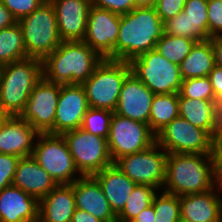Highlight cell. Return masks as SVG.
Wrapping results in <instances>:
<instances>
[{
  "instance_id": "9a60e30c",
  "label": "cell",
  "mask_w": 222,
  "mask_h": 222,
  "mask_svg": "<svg viewBox=\"0 0 222 222\" xmlns=\"http://www.w3.org/2000/svg\"><path fill=\"white\" fill-rule=\"evenodd\" d=\"M89 108L87 96L81 84L61 85L54 134L62 135L64 132L80 128Z\"/></svg>"
},
{
  "instance_id": "f6af8a7d",
  "label": "cell",
  "mask_w": 222,
  "mask_h": 222,
  "mask_svg": "<svg viewBox=\"0 0 222 222\" xmlns=\"http://www.w3.org/2000/svg\"><path fill=\"white\" fill-rule=\"evenodd\" d=\"M71 222H103V221L97 219L87 211H83L76 208L75 212L73 213Z\"/></svg>"
},
{
  "instance_id": "4dcf8cb0",
  "label": "cell",
  "mask_w": 222,
  "mask_h": 222,
  "mask_svg": "<svg viewBox=\"0 0 222 222\" xmlns=\"http://www.w3.org/2000/svg\"><path fill=\"white\" fill-rule=\"evenodd\" d=\"M196 40L164 34L156 43V50L168 61L180 65L190 53Z\"/></svg>"
},
{
  "instance_id": "7dc6e473",
  "label": "cell",
  "mask_w": 222,
  "mask_h": 222,
  "mask_svg": "<svg viewBox=\"0 0 222 222\" xmlns=\"http://www.w3.org/2000/svg\"><path fill=\"white\" fill-rule=\"evenodd\" d=\"M157 0H134L136 7H154Z\"/></svg>"
},
{
  "instance_id": "277c9868",
  "label": "cell",
  "mask_w": 222,
  "mask_h": 222,
  "mask_svg": "<svg viewBox=\"0 0 222 222\" xmlns=\"http://www.w3.org/2000/svg\"><path fill=\"white\" fill-rule=\"evenodd\" d=\"M43 78L42 60L27 57L0 67V108L7 116H19Z\"/></svg>"
},
{
  "instance_id": "8fae6325",
  "label": "cell",
  "mask_w": 222,
  "mask_h": 222,
  "mask_svg": "<svg viewBox=\"0 0 222 222\" xmlns=\"http://www.w3.org/2000/svg\"><path fill=\"white\" fill-rule=\"evenodd\" d=\"M108 149L113 163L120 157L143 151L156 142L148 124L113 113Z\"/></svg>"
},
{
  "instance_id": "52a82bcc",
  "label": "cell",
  "mask_w": 222,
  "mask_h": 222,
  "mask_svg": "<svg viewBox=\"0 0 222 222\" xmlns=\"http://www.w3.org/2000/svg\"><path fill=\"white\" fill-rule=\"evenodd\" d=\"M32 157L59 184H72L82 175L76 169L68 144L61 134L39 133Z\"/></svg>"
},
{
  "instance_id": "cb8c5ba5",
  "label": "cell",
  "mask_w": 222,
  "mask_h": 222,
  "mask_svg": "<svg viewBox=\"0 0 222 222\" xmlns=\"http://www.w3.org/2000/svg\"><path fill=\"white\" fill-rule=\"evenodd\" d=\"M92 176L99 182L112 211L117 216L123 210L126 200L137 184L114 163Z\"/></svg>"
},
{
  "instance_id": "8992f818",
  "label": "cell",
  "mask_w": 222,
  "mask_h": 222,
  "mask_svg": "<svg viewBox=\"0 0 222 222\" xmlns=\"http://www.w3.org/2000/svg\"><path fill=\"white\" fill-rule=\"evenodd\" d=\"M131 73L129 62L103 59L83 86L90 108L115 111L125 78Z\"/></svg>"
},
{
  "instance_id": "681fc988",
  "label": "cell",
  "mask_w": 222,
  "mask_h": 222,
  "mask_svg": "<svg viewBox=\"0 0 222 222\" xmlns=\"http://www.w3.org/2000/svg\"><path fill=\"white\" fill-rule=\"evenodd\" d=\"M8 116L0 108V123H2Z\"/></svg>"
},
{
  "instance_id": "5bb4252c",
  "label": "cell",
  "mask_w": 222,
  "mask_h": 222,
  "mask_svg": "<svg viewBox=\"0 0 222 222\" xmlns=\"http://www.w3.org/2000/svg\"><path fill=\"white\" fill-rule=\"evenodd\" d=\"M121 15L107 9L91 6L84 42L102 59L115 60V46Z\"/></svg>"
},
{
  "instance_id": "1f68e13d",
  "label": "cell",
  "mask_w": 222,
  "mask_h": 222,
  "mask_svg": "<svg viewBox=\"0 0 222 222\" xmlns=\"http://www.w3.org/2000/svg\"><path fill=\"white\" fill-rule=\"evenodd\" d=\"M154 222H176L180 217V196L158 191L152 202Z\"/></svg>"
},
{
  "instance_id": "5b68a950",
  "label": "cell",
  "mask_w": 222,
  "mask_h": 222,
  "mask_svg": "<svg viewBox=\"0 0 222 222\" xmlns=\"http://www.w3.org/2000/svg\"><path fill=\"white\" fill-rule=\"evenodd\" d=\"M28 57L43 60L62 42L56 20V11L50 0L43 2L31 14L18 20Z\"/></svg>"
},
{
  "instance_id": "ab89813d",
  "label": "cell",
  "mask_w": 222,
  "mask_h": 222,
  "mask_svg": "<svg viewBox=\"0 0 222 222\" xmlns=\"http://www.w3.org/2000/svg\"><path fill=\"white\" fill-rule=\"evenodd\" d=\"M187 0H157L154 8L162 22L175 17L183 11Z\"/></svg>"
},
{
  "instance_id": "7c38bea8",
  "label": "cell",
  "mask_w": 222,
  "mask_h": 222,
  "mask_svg": "<svg viewBox=\"0 0 222 222\" xmlns=\"http://www.w3.org/2000/svg\"><path fill=\"white\" fill-rule=\"evenodd\" d=\"M211 136L178 116L156 134V142L167 153H211Z\"/></svg>"
},
{
  "instance_id": "83f0119b",
  "label": "cell",
  "mask_w": 222,
  "mask_h": 222,
  "mask_svg": "<svg viewBox=\"0 0 222 222\" xmlns=\"http://www.w3.org/2000/svg\"><path fill=\"white\" fill-rule=\"evenodd\" d=\"M23 32L18 22L0 30V67L27 58Z\"/></svg>"
},
{
  "instance_id": "d4e9b609",
  "label": "cell",
  "mask_w": 222,
  "mask_h": 222,
  "mask_svg": "<svg viewBox=\"0 0 222 222\" xmlns=\"http://www.w3.org/2000/svg\"><path fill=\"white\" fill-rule=\"evenodd\" d=\"M179 116L205 130L211 137L220 127L216 101L192 99L179 94Z\"/></svg>"
},
{
  "instance_id": "8d00e7d4",
  "label": "cell",
  "mask_w": 222,
  "mask_h": 222,
  "mask_svg": "<svg viewBox=\"0 0 222 222\" xmlns=\"http://www.w3.org/2000/svg\"><path fill=\"white\" fill-rule=\"evenodd\" d=\"M18 21L31 14L46 0H0Z\"/></svg>"
},
{
  "instance_id": "4316f807",
  "label": "cell",
  "mask_w": 222,
  "mask_h": 222,
  "mask_svg": "<svg viewBox=\"0 0 222 222\" xmlns=\"http://www.w3.org/2000/svg\"><path fill=\"white\" fill-rule=\"evenodd\" d=\"M178 116L179 93L155 94L148 124L155 135Z\"/></svg>"
},
{
  "instance_id": "e575fe53",
  "label": "cell",
  "mask_w": 222,
  "mask_h": 222,
  "mask_svg": "<svg viewBox=\"0 0 222 222\" xmlns=\"http://www.w3.org/2000/svg\"><path fill=\"white\" fill-rule=\"evenodd\" d=\"M20 157L0 153V191L12 185Z\"/></svg>"
},
{
  "instance_id": "9c48e42d",
  "label": "cell",
  "mask_w": 222,
  "mask_h": 222,
  "mask_svg": "<svg viewBox=\"0 0 222 222\" xmlns=\"http://www.w3.org/2000/svg\"><path fill=\"white\" fill-rule=\"evenodd\" d=\"M62 135L68 144L75 167L82 176L94 175L113 164L106 138L82 128L64 132Z\"/></svg>"
},
{
  "instance_id": "e0dca14e",
  "label": "cell",
  "mask_w": 222,
  "mask_h": 222,
  "mask_svg": "<svg viewBox=\"0 0 222 222\" xmlns=\"http://www.w3.org/2000/svg\"><path fill=\"white\" fill-rule=\"evenodd\" d=\"M62 41H83L92 0H50Z\"/></svg>"
},
{
  "instance_id": "4fadbf2b",
  "label": "cell",
  "mask_w": 222,
  "mask_h": 222,
  "mask_svg": "<svg viewBox=\"0 0 222 222\" xmlns=\"http://www.w3.org/2000/svg\"><path fill=\"white\" fill-rule=\"evenodd\" d=\"M61 85L42 78L33 88L19 117L38 133L54 134L56 108Z\"/></svg>"
},
{
  "instance_id": "60d3db41",
  "label": "cell",
  "mask_w": 222,
  "mask_h": 222,
  "mask_svg": "<svg viewBox=\"0 0 222 222\" xmlns=\"http://www.w3.org/2000/svg\"><path fill=\"white\" fill-rule=\"evenodd\" d=\"M92 5L119 15L127 14L136 7L134 0H92Z\"/></svg>"
},
{
  "instance_id": "f907efd6",
  "label": "cell",
  "mask_w": 222,
  "mask_h": 222,
  "mask_svg": "<svg viewBox=\"0 0 222 222\" xmlns=\"http://www.w3.org/2000/svg\"><path fill=\"white\" fill-rule=\"evenodd\" d=\"M176 222H187L186 220H184V219H182V218H180L178 221H176Z\"/></svg>"
},
{
  "instance_id": "d6986e66",
  "label": "cell",
  "mask_w": 222,
  "mask_h": 222,
  "mask_svg": "<svg viewBox=\"0 0 222 222\" xmlns=\"http://www.w3.org/2000/svg\"><path fill=\"white\" fill-rule=\"evenodd\" d=\"M38 132L19 116H8L0 127V153L31 156Z\"/></svg>"
},
{
  "instance_id": "ba28073f",
  "label": "cell",
  "mask_w": 222,
  "mask_h": 222,
  "mask_svg": "<svg viewBox=\"0 0 222 222\" xmlns=\"http://www.w3.org/2000/svg\"><path fill=\"white\" fill-rule=\"evenodd\" d=\"M129 64L131 73L154 94L179 93L182 84L179 65L168 61L156 49L133 58Z\"/></svg>"
},
{
  "instance_id": "b9f144b4",
  "label": "cell",
  "mask_w": 222,
  "mask_h": 222,
  "mask_svg": "<svg viewBox=\"0 0 222 222\" xmlns=\"http://www.w3.org/2000/svg\"><path fill=\"white\" fill-rule=\"evenodd\" d=\"M208 77L212 84L215 101L219 103L222 101V67L215 65Z\"/></svg>"
},
{
  "instance_id": "7402d4cb",
  "label": "cell",
  "mask_w": 222,
  "mask_h": 222,
  "mask_svg": "<svg viewBox=\"0 0 222 222\" xmlns=\"http://www.w3.org/2000/svg\"><path fill=\"white\" fill-rule=\"evenodd\" d=\"M12 185L40 201L58 184L31 155L19 159Z\"/></svg>"
},
{
  "instance_id": "7bdbcfd3",
  "label": "cell",
  "mask_w": 222,
  "mask_h": 222,
  "mask_svg": "<svg viewBox=\"0 0 222 222\" xmlns=\"http://www.w3.org/2000/svg\"><path fill=\"white\" fill-rule=\"evenodd\" d=\"M18 21L9 9L0 1V30L16 24Z\"/></svg>"
},
{
  "instance_id": "74e56055",
  "label": "cell",
  "mask_w": 222,
  "mask_h": 222,
  "mask_svg": "<svg viewBox=\"0 0 222 222\" xmlns=\"http://www.w3.org/2000/svg\"><path fill=\"white\" fill-rule=\"evenodd\" d=\"M209 37L222 35V1L208 0Z\"/></svg>"
},
{
  "instance_id": "f1b7e54d",
  "label": "cell",
  "mask_w": 222,
  "mask_h": 222,
  "mask_svg": "<svg viewBox=\"0 0 222 222\" xmlns=\"http://www.w3.org/2000/svg\"><path fill=\"white\" fill-rule=\"evenodd\" d=\"M158 191L153 186L137 184L126 200L123 210L117 215V221L131 222L143 209L152 205Z\"/></svg>"
},
{
  "instance_id": "bcb514c9",
  "label": "cell",
  "mask_w": 222,
  "mask_h": 222,
  "mask_svg": "<svg viewBox=\"0 0 222 222\" xmlns=\"http://www.w3.org/2000/svg\"><path fill=\"white\" fill-rule=\"evenodd\" d=\"M155 211L153 205L143 209L131 222H154Z\"/></svg>"
},
{
  "instance_id": "6da1fadb",
  "label": "cell",
  "mask_w": 222,
  "mask_h": 222,
  "mask_svg": "<svg viewBox=\"0 0 222 222\" xmlns=\"http://www.w3.org/2000/svg\"><path fill=\"white\" fill-rule=\"evenodd\" d=\"M164 34V22L154 7H135L120 17L115 60L130 62L133 58L155 49L157 41Z\"/></svg>"
},
{
  "instance_id": "d6a6232c",
  "label": "cell",
  "mask_w": 222,
  "mask_h": 222,
  "mask_svg": "<svg viewBox=\"0 0 222 222\" xmlns=\"http://www.w3.org/2000/svg\"><path fill=\"white\" fill-rule=\"evenodd\" d=\"M113 113L106 109L89 108L83 117L80 128L91 134L108 139Z\"/></svg>"
},
{
  "instance_id": "30bf717a",
  "label": "cell",
  "mask_w": 222,
  "mask_h": 222,
  "mask_svg": "<svg viewBox=\"0 0 222 222\" xmlns=\"http://www.w3.org/2000/svg\"><path fill=\"white\" fill-rule=\"evenodd\" d=\"M167 152L155 142L149 148L117 159L114 164L134 183L162 190L166 176Z\"/></svg>"
},
{
  "instance_id": "836d02e7",
  "label": "cell",
  "mask_w": 222,
  "mask_h": 222,
  "mask_svg": "<svg viewBox=\"0 0 222 222\" xmlns=\"http://www.w3.org/2000/svg\"><path fill=\"white\" fill-rule=\"evenodd\" d=\"M179 94L182 97L192 99L215 101L212 84L208 76L182 80Z\"/></svg>"
},
{
  "instance_id": "c3c4849f",
  "label": "cell",
  "mask_w": 222,
  "mask_h": 222,
  "mask_svg": "<svg viewBox=\"0 0 222 222\" xmlns=\"http://www.w3.org/2000/svg\"><path fill=\"white\" fill-rule=\"evenodd\" d=\"M218 121L220 127H222V101L218 103Z\"/></svg>"
},
{
  "instance_id": "7a4b0ae2",
  "label": "cell",
  "mask_w": 222,
  "mask_h": 222,
  "mask_svg": "<svg viewBox=\"0 0 222 222\" xmlns=\"http://www.w3.org/2000/svg\"><path fill=\"white\" fill-rule=\"evenodd\" d=\"M217 180L210 153H168L162 190L182 196L204 193L215 188Z\"/></svg>"
},
{
  "instance_id": "f35d334b",
  "label": "cell",
  "mask_w": 222,
  "mask_h": 222,
  "mask_svg": "<svg viewBox=\"0 0 222 222\" xmlns=\"http://www.w3.org/2000/svg\"><path fill=\"white\" fill-rule=\"evenodd\" d=\"M211 158L215 176L222 183V127L211 138Z\"/></svg>"
},
{
  "instance_id": "d590c367",
  "label": "cell",
  "mask_w": 222,
  "mask_h": 222,
  "mask_svg": "<svg viewBox=\"0 0 222 222\" xmlns=\"http://www.w3.org/2000/svg\"><path fill=\"white\" fill-rule=\"evenodd\" d=\"M164 26L166 34L190 39V22L186 12L182 11L175 17L166 20Z\"/></svg>"
},
{
  "instance_id": "ac0fdd59",
  "label": "cell",
  "mask_w": 222,
  "mask_h": 222,
  "mask_svg": "<svg viewBox=\"0 0 222 222\" xmlns=\"http://www.w3.org/2000/svg\"><path fill=\"white\" fill-rule=\"evenodd\" d=\"M180 217L187 222H222V183L204 193L180 196Z\"/></svg>"
},
{
  "instance_id": "ffe728a7",
  "label": "cell",
  "mask_w": 222,
  "mask_h": 222,
  "mask_svg": "<svg viewBox=\"0 0 222 222\" xmlns=\"http://www.w3.org/2000/svg\"><path fill=\"white\" fill-rule=\"evenodd\" d=\"M76 208L87 211L103 222H115L112 211L99 182L92 176H81L73 183Z\"/></svg>"
},
{
  "instance_id": "ee69618b",
  "label": "cell",
  "mask_w": 222,
  "mask_h": 222,
  "mask_svg": "<svg viewBox=\"0 0 222 222\" xmlns=\"http://www.w3.org/2000/svg\"><path fill=\"white\" fill-rule=\"evenodd\" d=\"M209 40L213 46L215 65L222 67V35L212 36Z\"/></svg>"
},
{
  "instance_id": "603a6c76",
  "label": "cell",
  "mask_w": 222,
  "mask_h": 222,
  "mask_svg": "<svg viewBox=\"0 0 222 222\" xmlns=\"http://www.w3.org/2000/svg\"><path fill=\"white\" fill-rule=\"evenodd\" d=\"M75 209L73 183L59 184L39 201L38 222H71Z\"/></svg>"
},
{
  "instance_id": "44dd1931",
  "label": "cell",
  "mask_w": 222,
  "mask_h": 222,
  "mask_svg": "<svg viewBox=\"0 0 222 222\" xmlns=\"http://www.w3.org/2000/svg\"><path fill=\"white\" fill-rule=\"evenodd\" d=\"M39 201L19 187L0 191V222H38Z\"/></svg>"
},
{
  "instance_id": "484cf974",
  "label": "cell",
  "mask_w": 222,
  "mask_h": 222,
  "mask_svg": "<svg viewBox=\"0 0 222 222\" xmlns=\"http://www.w3.org/2000/svg\"><path fill=\"white\" fill-rule=\"evenodd\" d=\"M214 67L215 58L210 40L196 41L179 65L182 80L207 77Z\"/></svg>"
},
{
  "instance_id": "2e32d148",
  "label": "cell",
  "mask_w": 222,
  "mask_h": 222,
  "mask_svg": "<svg viewBox=\"0 0 222 222\" xmlns=\"http://www.w3.org/2000/svg\"><path fill=\"white\" fill-rule=\"evenodd\" d=\"M155 94L134 74L124 80L115 114L149 124L152 100Z\"/></svg>"
},
{
  "instance_id": "f546056e",
  "label": "cell",
  "mask_w": 222,
  "mask_h": 222,
  "mask_svg": "<svg viewBox=\"0 0 222 222\" xmlns=\"http://www.w3.org/2000/svg\"><path fill=\"white\" fill-rule=\"evenodd\" d=\"M208 0H187L183 11L190 22V39L196 41L209 40V26L207 15Z\"/></svg>"
},
{
  "instance_id": "3957f363",
  "label": "cell",
  "mask_w": 222,
  "mask_h": 222,
  "mask_svg": "<svg viewBox=\"0 0 222 222\" xmlns=\"http://www.w3.org/2000/svg\"><path fill=\"white\" fill-rule=\"evenodd\" d=\"M102 61L84 41H62L42 60L43 78L60 85L82 84Z\"/></svg>"
}]
</instances>
